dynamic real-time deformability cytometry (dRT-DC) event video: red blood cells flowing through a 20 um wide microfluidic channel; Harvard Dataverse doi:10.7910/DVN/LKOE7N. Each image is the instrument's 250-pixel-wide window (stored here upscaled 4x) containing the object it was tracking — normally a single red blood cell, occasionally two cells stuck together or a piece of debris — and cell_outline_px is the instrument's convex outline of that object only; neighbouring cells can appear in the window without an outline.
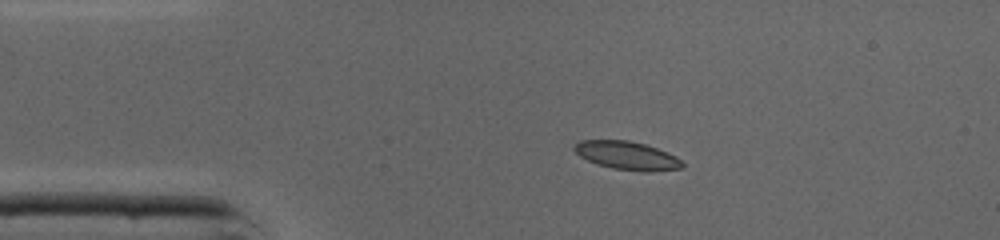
{"species": "common noctule bat (a hibernating species)", "species_latin": "Nyctalus noctula", "temperature_condition": "cold", "stored_images_in_passage": 38, "camera_frame_rate_fps": 3000, "um_per_image_px": 0.085, "animal": {"sex": "male", "body_mass_g": 19.0, "forearm_length_mm": 50.8}, "frame": {"image": 1, "passage_image": 1, "time_ms": 0.0, "image_size_px": [1000, 240], "cell_outline_px": [[684, 164], [680, 168], [652, 172], [640, 172], [612, 168], [596, 164], [580, 156], [572, 148], [580, 140], [628, 140], [644, 144], [656, 148], [676, 156]], "centroid_in_image_um": [53.29, 13.23], "position_along_channel_um": 31.7, "area_um2": 17.8}}
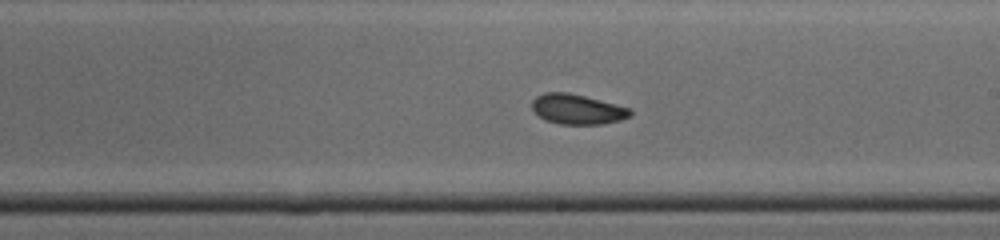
{"frame": {"image": 2, "passage_image": 18, "time_ms": 5.667, "image_size_px": [1000, 240], "cell_outline_px": [[632, 116], [620, 120], [604, 124], [560, 124], [544, 120], [532, 108], [532, 100], [536, 96], [544, 92], [568, 92], [584, 96], [628, 108], [632, 112]], "centroid_in_image_um": [49.05, 9.29], "position_along_channel_um": 240.0, "area_um2": 17.05}}
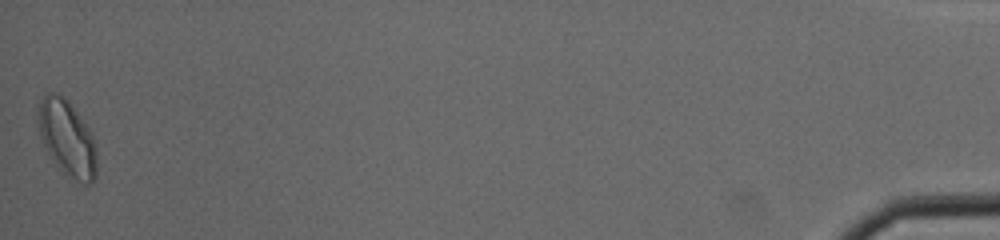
{"frame": {"image": 3, "passage_image": 38, "time_ms": 12.333, "image_size_px": [1000, 240], "cell_outline_px": [[96, 180], [92, 184], [84, 184], [64, 172], [56, 164], [48, 152], [44, 144], [40, 132], [40, 100], [44, 92], [48, 92], [64, 96], [68, 100], [92, 136], [96, 148]], "centroid_in_image_um": [5.74, 11.76], "position_along_channel_um": 429.5, "area_um2": 25.03}, "authors_computed_cell_mechanics": {"area_um2": 17.7446, "velocity_mm_per_s": 4.343, "shape_relaxation_time_tau1_ms": 4.2844, "shape_relaxation_time_tau2_ms": 4.5467, "deformation_change_tau1": 0.1049, "deformation_change_tau2": 0.0768}}